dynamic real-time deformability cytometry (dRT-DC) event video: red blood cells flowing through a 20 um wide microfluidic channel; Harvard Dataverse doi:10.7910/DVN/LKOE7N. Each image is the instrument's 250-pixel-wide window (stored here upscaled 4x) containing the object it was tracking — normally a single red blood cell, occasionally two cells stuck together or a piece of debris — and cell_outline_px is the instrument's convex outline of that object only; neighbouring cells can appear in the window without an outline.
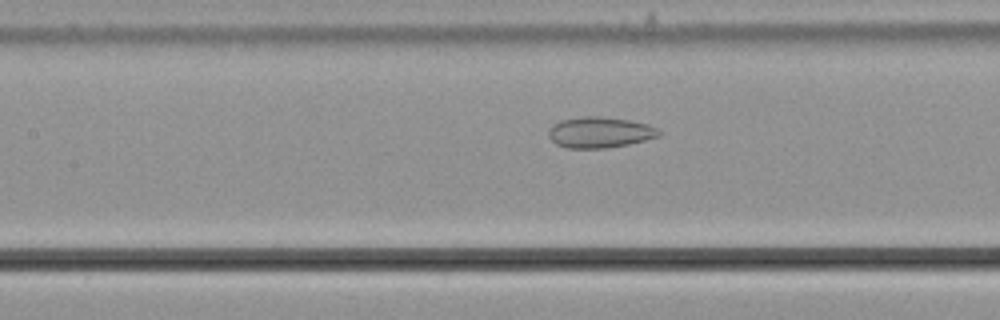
{"species": "common noctule bat (a hibernating species)", "species_latin": "Nyctalus noctula", "temperature_condition": "cold", "stored_images_in_passage": 41, "camera_frame_rate_fps": 3000, "um_per_image_px": 0.085, "animal": {"sex": "male", "body_mass_g": 21.5, "forearm_length_mm": 52.0}, "frame": {"image": 1, "passage_image": 11, "time_ms": 3.333, "image_size_px": [1000, 320], "cell_outline_px": [[660, 136], [628, 144], [604, 148], [568, 148], [556, 144], [548, 136], [548, 132], [560, 120], [584, 116], [600, 116], [628, 120], [648, 124], [656, 128], [660, 132]], "centroid_in_image_um": [50.99, 11.25], "position_along_channel_um": 156.4, "area_um2": 19.59}}
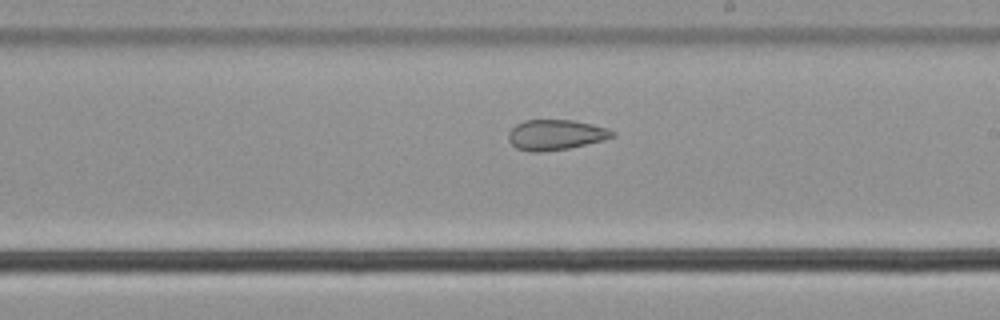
{"frame": {"image": 2, "passage_image": 18, "time_ms": 5.667, "image_size_px": [1000, 320], "cell_outline_px": [[616, 136], [604, 140], [568, 148], [540, 152], [528, 152], [516, 148], [508, 140], [508, 132], [516, 124], [524, 120], [572, 120], [592, 124], [608, 128], [616, 132]], "centroid_in_image_um": [47.23, 11.46], "position_along_channel_um": 241.8, "area_um2": 18.5}}
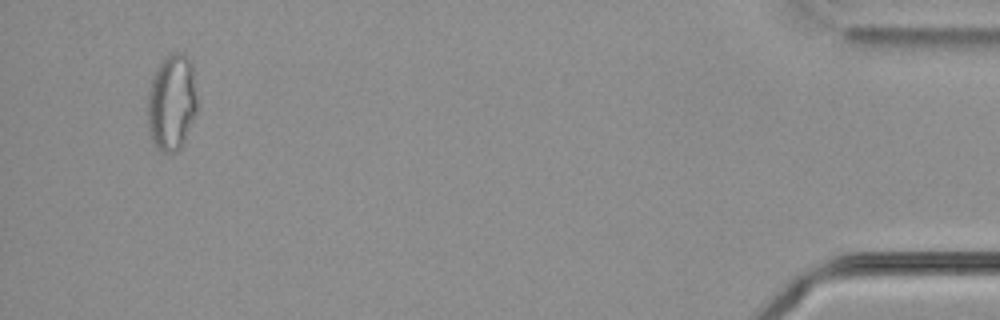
{"frame": {"image": 3, "passage_image": 39, "time_ms": 12.667, "image_size_px": [1000, 320], "cell_outline_px": [[196, 112], [180, 152], [160, 152], [152, 144], [148, 128], [148, 88], [156, 68], [164, 56], [168, 52], [184, 52], [192, 60], [196, 96]], "centroid_in_image_um": [14.59, 8.69], "position_along_channel_um": 420.6, "area_um2": 28.55}, "authors_computed_cell_mechanics": {"area_um2": 20.9236, "velocity_mm_per_s": 3.672, "shape_relaxation_time_tau1_ms": null, "shape_relaxation_time_tau2_ms": 2.8893, "deformation_change_tau1": null, "deformation_change_tau2": 0.0926}}